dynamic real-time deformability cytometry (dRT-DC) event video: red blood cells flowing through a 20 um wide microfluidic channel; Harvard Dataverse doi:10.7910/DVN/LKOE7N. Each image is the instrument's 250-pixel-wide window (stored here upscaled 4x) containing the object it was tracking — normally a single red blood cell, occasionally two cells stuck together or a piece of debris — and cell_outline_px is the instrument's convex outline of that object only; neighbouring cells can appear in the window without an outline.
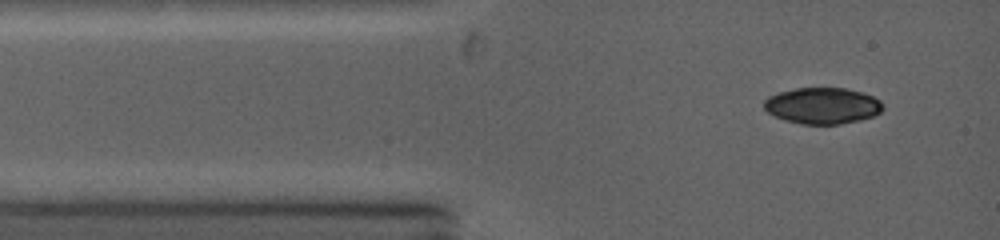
{"species": "common noctule bat (a hibernating species)", "species_latin": "Nyctalus noctula", "temperature_condition": "warm", "stored_images_in_passage": 3, "camera_frame_rate_fps": 5000, "um_per_image_px": 0.085, "animal": {"sex": "female", "body_mass_g": 19.0, "forearm_length_mm": 53.3}, "frame": {"image": 1, "passage_image": 1, "time_ms": 0.0, "image_size_px": [1000, 240], "cell_outline_px": [[884, 108], [880, 112], [872, 116], [860, 120], [840, 124], [800, 124], [784, 120], [772, 116], [764, 108], [764, 100], [768, 96], [780, 92], [796, 88], [844, 88], [860, 92], [872, 96], [880, 100]], "centroid_in_image_um": [69.88, 8.99], "position_along_channel_um": 15.1, "area_um2": 25.14}}
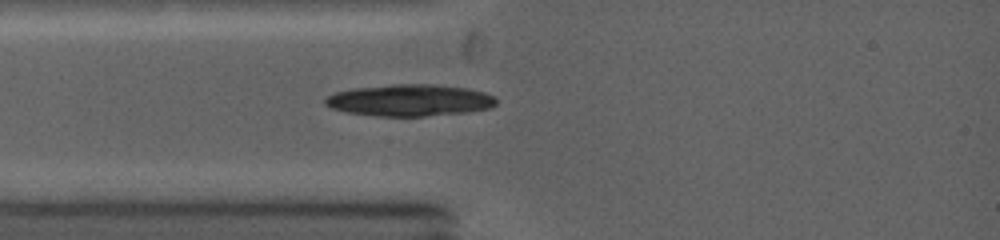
{"frame": {"image": 2, "passage_image": 3, "time_ms": 1.6, "image_size_px": [1000, 240], "cell_outline_px": [[496, 104], [492, 108], [468, 112], [424, 116], [376, 116], [344, 112], [332, 108], [324, 104], [324, 100], [328, 96], [336, 92], [356, 88], [396, 84], [424, 84], [464, 88], [484, 92], [492, 96], [496, 100]], "centroid_in_image_um": [34.81, 8.54], "position_along_channel_um": 50.2, "area_um2": 31.39}}